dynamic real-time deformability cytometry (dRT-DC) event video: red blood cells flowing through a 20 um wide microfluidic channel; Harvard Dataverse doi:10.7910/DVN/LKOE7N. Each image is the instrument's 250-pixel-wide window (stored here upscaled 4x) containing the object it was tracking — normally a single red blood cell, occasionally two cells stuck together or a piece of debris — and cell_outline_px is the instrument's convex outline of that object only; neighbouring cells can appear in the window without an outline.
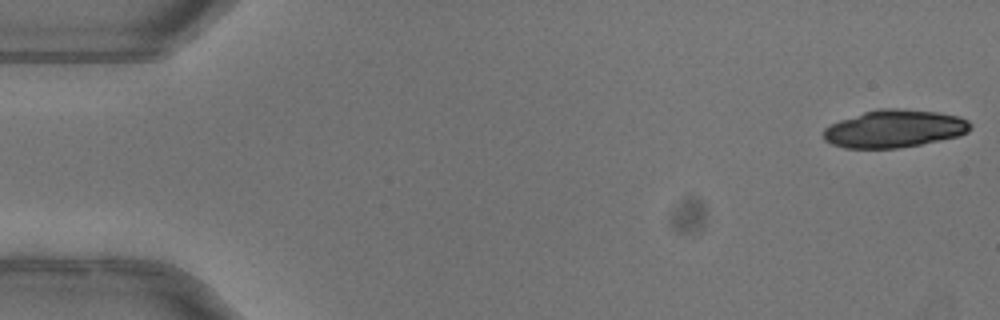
{"species": "common noctule bat (a hibernating species)", "species_latin": "Nyctalus noctula", "temperature_condition": "warm", "stored_images_in_passage": 22, "camera_frame_rate_fps": 3000, "um_per_image_px": 0.085, "animal": {"sex": "female"}, "frame": {"image": 1, "passage_image": 1, "time_ms": 0.0, "image_size_px": [1000, 320], "cell_outline_px": [[972, 128], [968, 132], [960, 136], [900, 148], [844, 148], [832, 144], [824, 140], [824, 128], [840, 120], [864, 112], [880, 108], [896, 108], [936, 112], [956, 116], [968, 120], [972, 124]], "centroid_in_image_um": [76.04, 10.95], "position_along_channel_um": 9.0, "area_um2": 32.14}}